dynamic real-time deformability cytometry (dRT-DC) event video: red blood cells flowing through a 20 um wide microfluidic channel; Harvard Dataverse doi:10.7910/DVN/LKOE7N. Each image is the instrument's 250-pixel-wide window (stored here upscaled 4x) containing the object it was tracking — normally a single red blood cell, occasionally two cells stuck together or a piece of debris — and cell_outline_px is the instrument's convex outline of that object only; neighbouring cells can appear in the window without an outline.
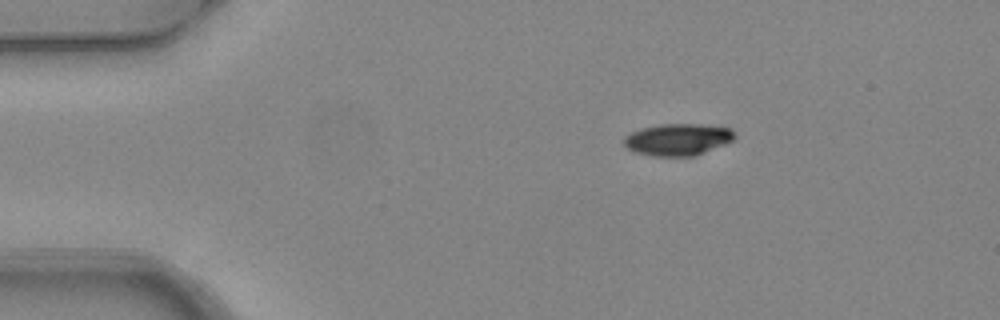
{"species": "common noctule bat (a hibernating species)", "species_latin": "Nyctalus noctula", "temperature_condition": "warm", "stored_images_in_passage": 6, "camera_frame_rate_fps": 3000, "um_per_image_px": 0.085, "animal": {"sex": "female", "body_mass_g": 24.6, "forearm_length_mm": 56.2}, "frame": {"image": 1, "passage_image": 6, "time_ms": 1.667, "image_size_px": [1000, 320], "cell_outline_px": [[736, 136], [732, 140], [724, 144], [696, 156], [652, 156], [636, 152], [628, 148], [624, 144], [624, 136], [640, 128], [660, 124], [704, 124], [732, 128], [736, 132]], "centroid_in_image_um": [57.64, 11.85], "position_along_channel_um": 27.4, "area_um2": 20.69}}